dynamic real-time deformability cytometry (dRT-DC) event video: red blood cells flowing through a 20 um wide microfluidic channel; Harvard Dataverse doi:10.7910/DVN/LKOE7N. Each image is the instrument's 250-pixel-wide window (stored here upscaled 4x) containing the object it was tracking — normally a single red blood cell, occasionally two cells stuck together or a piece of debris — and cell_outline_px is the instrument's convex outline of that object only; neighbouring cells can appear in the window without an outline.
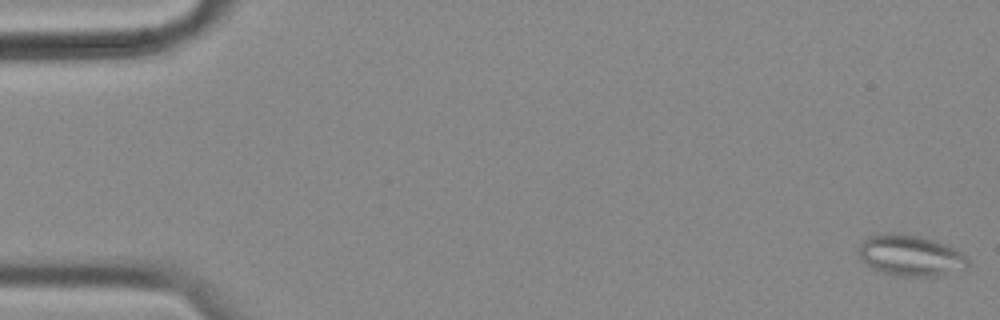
{"species": "common noctule bat (a hibernating species)", "species_latin": "Nyctalus noctula", "temperature_condition": "cold", "stored_images_in_passage": 58, "camera_frame_rate_fps": 3000, "um_per_image_px": 0.085, "animal": {"sex": "female", "body_mass_g": 18.4}, "frame": {"image": 1, "passage_image": 1, "time_ms": 0.0, "image_size_px": [1000, 320], "cell_outline_px": [[968, 264], [964, 268], [936, 276], [896, 276], [872, 268], [860, 256], [860, 244], [868, 236], [884, 232], [896, 232], [920, 236], [948, 244], [964, 252], [968, 260]], "centroid_in_image_um": [77.42, 21.69], "position_along_channel_um": 7.6, "area_um2": 26.13}}
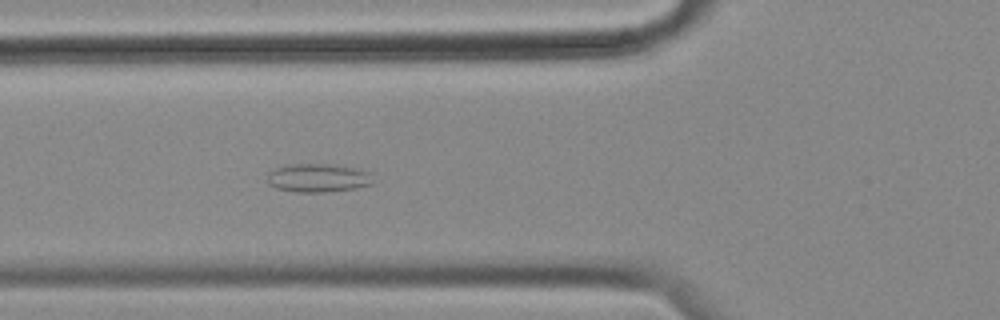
{"frame": {"image": 2, "passage_image": 21, "time_ms": 6.667, "image_size_px": [1000, 320], "cell_outline_px": [[372, 184], [356, 188], [324, 192], [296, 192], [276, 188], [268, 184], [268, 172], [276, 168], [288, 164], [336, 164], [360, 168], [372, 172]], "centroid_in_image_um": [27.07, 15.11], "position_along_channel_um": 98.7, "area_um2": 17.86}}
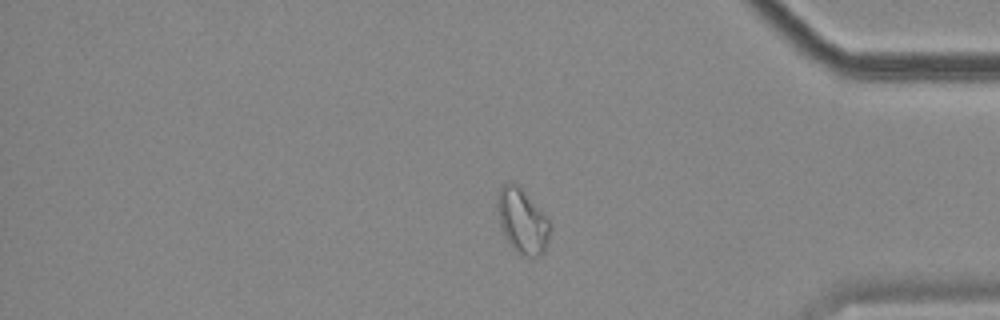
{"frame": {"image": 3, "passage_image": 48, "time_ms": 15.667, "image_size_px": [1000, 320], "cell_outline_px": [[552, 224], [548, 244], [544, 252], [532, 260], [516, 252], [508, 244], [504, 236], [500, 224], [496, 208], [496, 196], [500, 188], [508, 180], [516, 180], [552, 220]], "centroid_in_image_um": [44.42, 18.75], "position_along_channel_um": 390.8, "area_um2": 21.27}, "authors_computed_cell_mechanics": {"area_um2": 20.519, "velocity_mm_per_s": 3.4903, "shape_relaxation_time_tau1_ms": null, "shape_relaxation_time_tau2_ms": 3.2801, "deformation_change_tau1": null, "deformation_change_tau2": 0.0974}}